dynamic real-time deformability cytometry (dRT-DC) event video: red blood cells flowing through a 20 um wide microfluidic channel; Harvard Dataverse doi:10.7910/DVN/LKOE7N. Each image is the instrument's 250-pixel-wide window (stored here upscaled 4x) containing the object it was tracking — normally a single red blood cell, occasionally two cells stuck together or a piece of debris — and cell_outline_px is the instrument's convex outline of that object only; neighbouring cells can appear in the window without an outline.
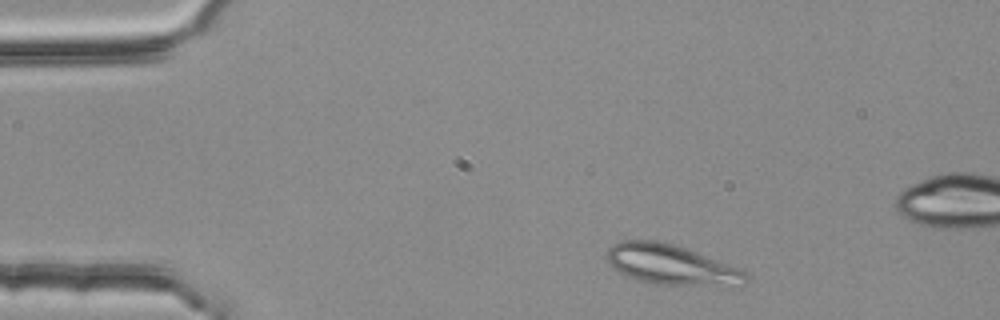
{"species": "common noctule bat (a hibernating species)", "species_latin": "Nyctalus noctula", "temperature_condition": "room temperature", "stored_images_in_passage": 4, "camera_frame_rate_fps": 3000, "um_per_image_px": 0.085, "animal": {"sex": "female", "body_mass_g": 25.1}, "frame": {"image": 1, "passage_image": 1, "time_ms": 0.0, "image_size_px": [1000, 320], "cell_outline_px": [[748, 284], [740, 288], [656, 284], [636, 280], [612, 268], [608, 264], [604, 256], [608, 248], [612, 244], [620, 240], [656, 240], [672, 244], [684, 248], [736, 268], [744, 272], [748, 276]], "centroid_in_image_um": [57.05, 22.55], "position_along_channel_um": 28.0, "area_um2": 33.0}}